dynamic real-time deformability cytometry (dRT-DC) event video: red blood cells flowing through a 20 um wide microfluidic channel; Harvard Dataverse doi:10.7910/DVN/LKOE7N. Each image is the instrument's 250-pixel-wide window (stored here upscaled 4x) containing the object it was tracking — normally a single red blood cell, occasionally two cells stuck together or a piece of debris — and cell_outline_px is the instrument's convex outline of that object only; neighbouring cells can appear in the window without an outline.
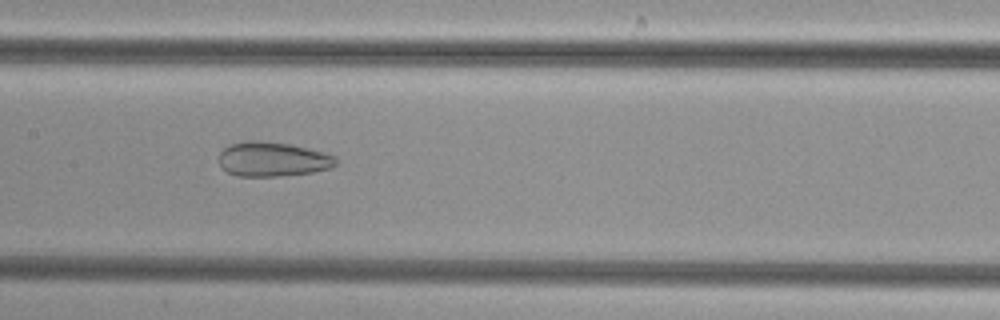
{"species": "common noctule bat (a hibernating species)", "species_latin": "Nyctalus noctula", "temperature_condition": "cold", "stored_images_in_passage": 50, "camera_frame_rate_fps": 3000, "um_per_image_px": 0.085, "animal": {"sex": "female", "body_mass_g": 29.2, "forearm_length_mm": 56.3}, "frame": {"image": 1, "passage_image": 25, "time_ms": 8.0, "image_size_px": [1000, 320], "cell_outline_px": [[336, 164], [328, 168], [312, 172], [280, 176], [236, 176], [220, 168], [220, 152], [224, 148], [232, 144], [248, 140], [256, 140], [292, 144], [324, 152], [336, 156]], "centroid_in_image_um": [23.16, 13.53], "position_along_channel_um": 184.2, "area_um2": 23.52}}
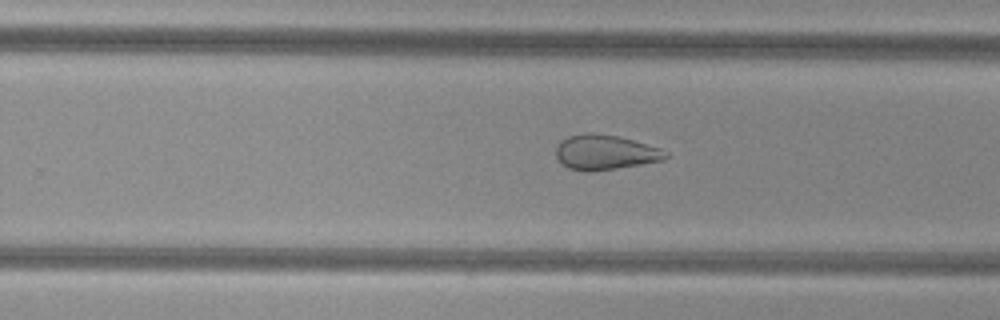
{"frame": {"image": 2, "passage_image": 32, "time_ms": 10.333, "image_size_px": [1000, 320], "cell_outline_px": [[668, 156], [664, 160], [592, 172], [584, 172], [568, 168], [556, 156], [556, 148], [560, 140], [568, 136], [584, 132], [592, 132], [616, 136], [632, 140], [660, 148], [668, 152]], "centroid_in_image_um": [51.41, 12.94], "position_along_channel_um": 278.4, "area_um2": 22.31}}
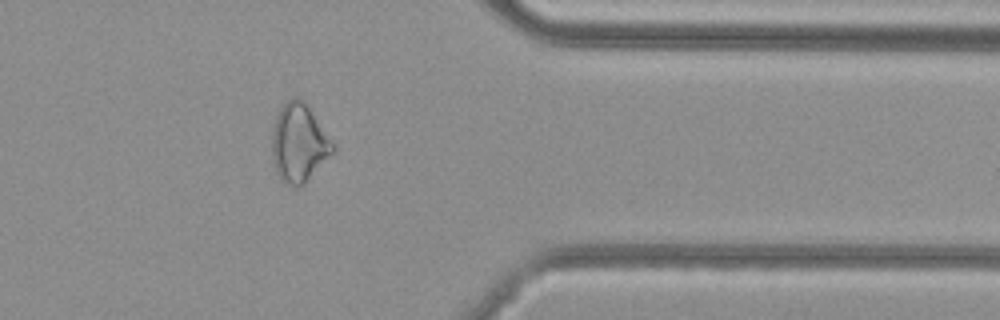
{"frame": {"image": 3, "passage_image": 41, "time_ms": 13.333, "image_size_px": [1000, 320], "cell_outline_px": [[336, 148], [304, 184], [284, 184], [280, 180], [276, 172], [272, 160], [272, 132], [276, 116], [280, 108], [292, 96], [296, 96], [304, 100], [308, 104], [336, 144]], "centroid_in_image_um": [25.42, 12.1], "position_along_channel_um": 386.0, "area_um2": 27.98}}